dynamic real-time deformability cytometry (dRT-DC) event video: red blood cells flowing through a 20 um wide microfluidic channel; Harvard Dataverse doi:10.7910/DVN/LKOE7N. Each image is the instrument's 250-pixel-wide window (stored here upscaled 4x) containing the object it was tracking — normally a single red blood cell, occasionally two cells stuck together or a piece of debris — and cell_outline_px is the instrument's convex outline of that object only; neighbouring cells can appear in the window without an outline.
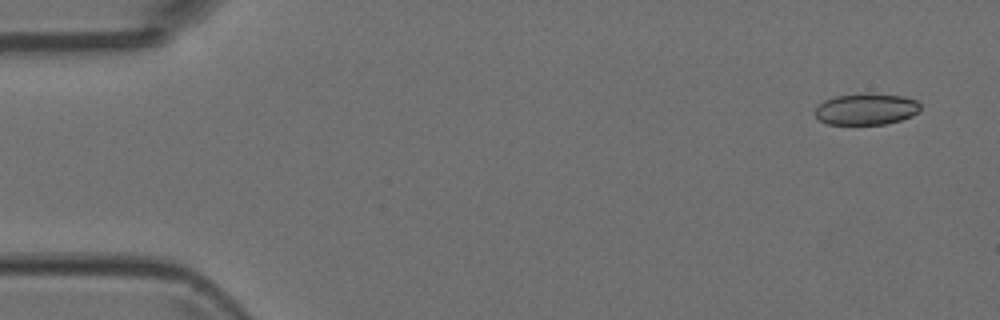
{"species": "Egyptian fruit bat (a non-hibernating species)", "species_latin": "Rousettus aegyptiacus", "temperature_condition": "room temperature", "stored_images_in_passage": 9, "camera_frame_rate_fps": 3000, "um_per_image_px": 0.085, "animal": {"sex": "female"}, "frame": {"image": 1, "passage_image": 1, "time_ms": 0.0, "image_size_px": [1000, 320], "cell_outline_px": [[920, 108], [912, 116], [900, 120], [884, 124], [828, 124], [820, 120], [816, 116], [816, 108], [824, 100], [836, 96], [864, 92], [904, 96], [916, 100], [920, 104]], "centroid_in_image_um": [73.64, 9.25], "position_along_channel_um": 11.4, "area_um2": 19.31}}
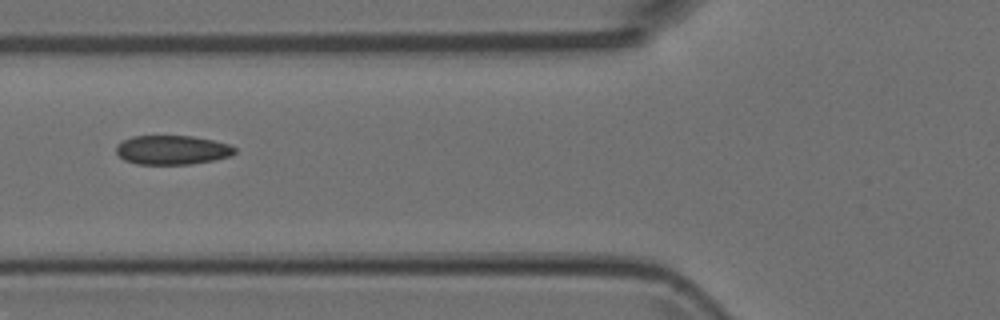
{"frame": {"image": 2, "passage_image": 6, "time_ms": 1.667, "image_size_px": [1000, 320], "cell_outline_px": [[236, 152], [232, 156], [192, 164], [136, 164], [124, 160], [116, 152], [116, 144], [132, 136], [192, 136], [212, 140], [228, 144], [236, 148]], "centroid_in_image_um": [14.63, 12.75], "position_along_channel_um": 111.2, "area_um2": 20.17}}
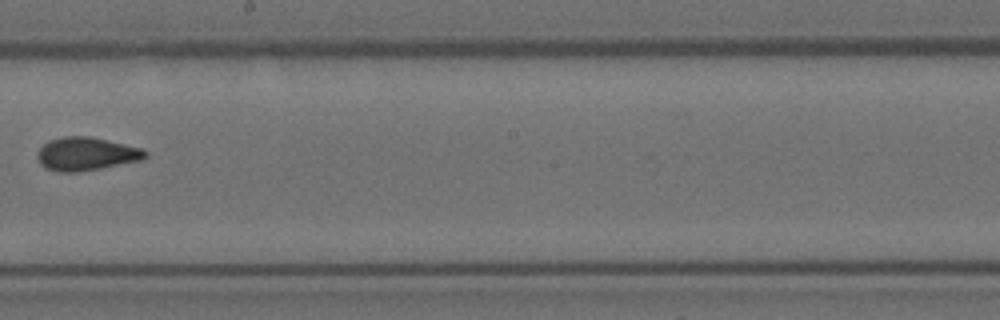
{"frame": {"image": 3, "passage_image": 9, "time_ms": 2.667, "image_size_px": [1000, 320], "cell_outline_px": [[148, 156], [140, 160], [100, 168], [76, 172], [60, 172], [48, 168], [40, 164], [36, 156], [40, 148], [48, 140], [64, 136], [92, 136], [144, 148], [148, 152]], "centroid_in_image_um": [7.35, 13.06], "position_along_channel_um": 240.8, "area_um2": 20.98}}